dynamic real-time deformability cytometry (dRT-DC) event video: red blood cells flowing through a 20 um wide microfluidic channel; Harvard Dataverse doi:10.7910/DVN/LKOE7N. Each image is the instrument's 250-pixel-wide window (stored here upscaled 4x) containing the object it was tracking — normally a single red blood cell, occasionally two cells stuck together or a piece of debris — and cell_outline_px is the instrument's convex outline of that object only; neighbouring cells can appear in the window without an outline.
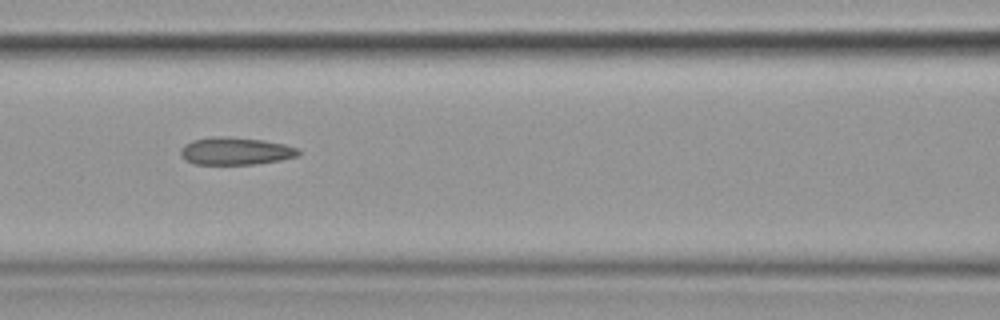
{"species": "common noctule bat (a hibernating species)", "species_latin": "Nyctalus noctula", "temperature_condition": "cold", "stored_images_in_passage": 15, "camera_frame_rate_fps": 3000, "um_per_image_px": 0.085, "animal": {"sex": "female", "body_mass_g": 19.9}, "frame": {"image": 1, "passage_image": 7, "time_ms": 8.0, "image_size_px": [1000, 320], "cell_outline_px": [[300, 152], [296, 156], [280, 160], [256, 164], [196, 164], [184, 160], [180, 156], [180, 148], [184, 144], [192, 140], [212, 136], [228, 136], [264, 140], [284, 144], [296, 148]], "centroid_in_image_um": [19.95, 12.83], "position_along_channel_um": 146.6, "area_um2": 19.02}}
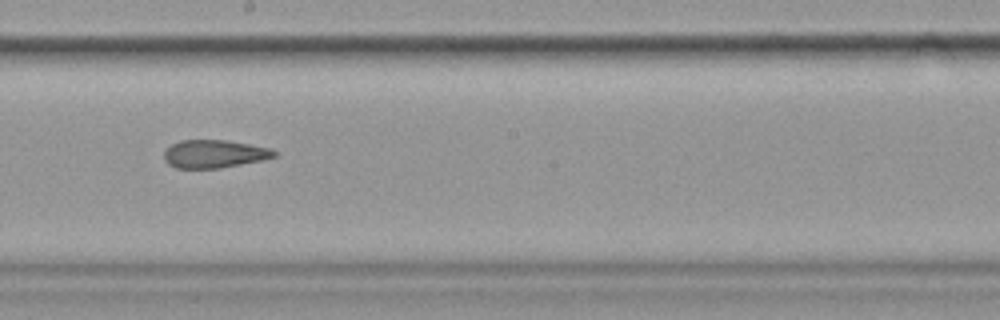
{"frame": {"image": 2, "passage_image": 9, "time_ms": 10.333, "image_size_px": [1000, 320], "cell_outline_px": [[276, 156], [264, 160], [220, 168], [176, 168], [168, 164], [164, 160], [164, 152], [172, 144], [180, 140], [224, 140], [272, 148], [276, 152]], "centroid_in_image_um": [18.22, 13.08], "position_along_channel_um": 230.0, "area_um2": 17.98}}
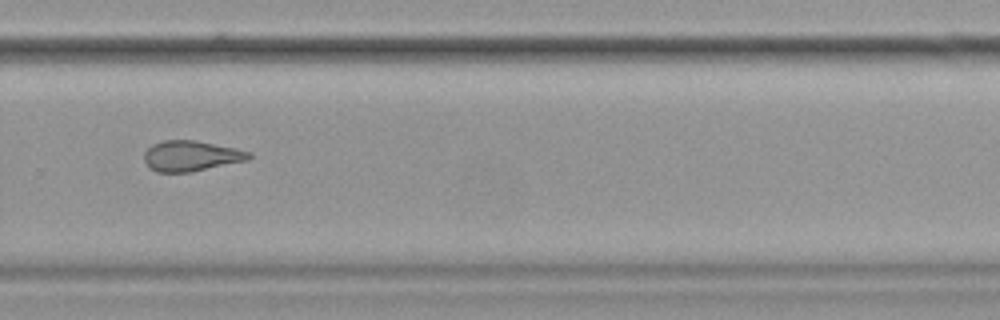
{"frame": {"image": 3, "passage_image": 11, "time_ms": 12.667, "image_size_px": [1000, 320], "cell_outline_px": [[252, 156], [248, 160], [192, 172], [156, 172], [148, 168], [144, 160], [144, 152], [152, 144], [164, 140], [196, 140], [236, 148], [252, 152]], "centroid_in_image_um": [16.24, 13.25], "position_along_channel_um": 313.6, "area_um2": 18.84}, "authors_computed_cell_mechanics": {"area_um2": 20.4034, "velocity_mm_per_s": 3.597, "shape_relaxation_time_tau1_ms": null, "shape_relaxation_time_tau2_ms": 2.2386, "deformation_change_tau1": null, "deformation_change_tau2": 0.0906}}